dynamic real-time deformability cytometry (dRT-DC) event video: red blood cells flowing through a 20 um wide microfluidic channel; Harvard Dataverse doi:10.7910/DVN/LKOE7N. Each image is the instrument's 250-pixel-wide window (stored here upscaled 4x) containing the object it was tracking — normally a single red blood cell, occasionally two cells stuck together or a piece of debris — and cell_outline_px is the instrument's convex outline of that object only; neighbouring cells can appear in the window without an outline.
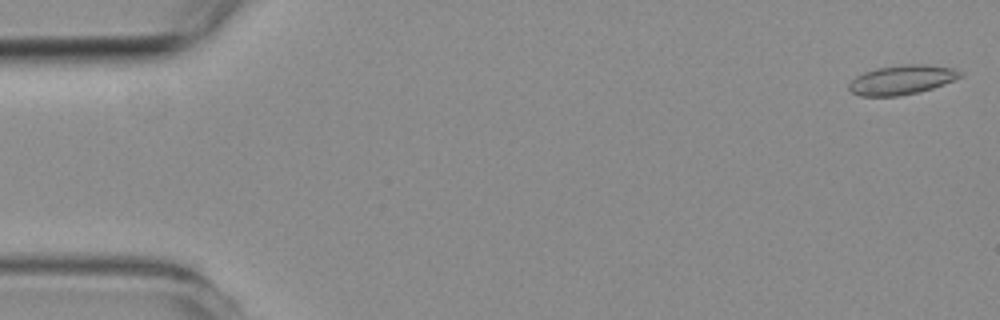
{"species": "common noctule bat (a hibernating species)", "species_latin": "Nyctalus noctula", "temperature_condition": "room temperature", "stored_images_in_passage": 5, "camera_frame_rate_fps": 3000, "um_per_image_px": 0.085, "animal": {"sex": "female", "body_mass_g": 19.3, "forearm_length_mm": 54.1}, "frame": {"image": 1, "passage_image": 1, "time_ms": 0.0, "image_size_px": [1000, 320], "cell_outline_px": [[964, 76], [944, 84], [932, 88], [900, 96], [860, 96], [852, 92], [848, 88], [848, 84], [856, 76], [864, 72], [876, 68], [904, 64], [924, 64], [952, 68], [964, 72]], "centroid_in_image_um": [76.67, 6.78], "position_along_channel_um": 8.3, "area_um2": 19.07}}
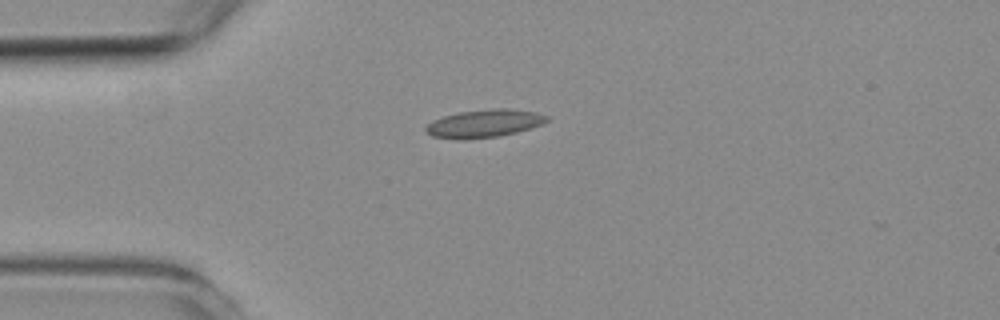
{"frame": {"image": 2, "passage_image": 4, "time_ms": 4.0, "image_size_px": [1000, 320], "cell_outline_px": [[548, 120], [540, 124], [516, 132], [500, 136], [464, 140], [460, 140], [432, 136], [424, 132], [424, 128], [432, 120], [444, 116], [460, 112], [492, 108], [508, 108], [536, 112], [548, 116]], "centroid_in_image_um": [41.1, 10.5], "position_along_channel_um": 43.9, "area_um2": 19.71}}